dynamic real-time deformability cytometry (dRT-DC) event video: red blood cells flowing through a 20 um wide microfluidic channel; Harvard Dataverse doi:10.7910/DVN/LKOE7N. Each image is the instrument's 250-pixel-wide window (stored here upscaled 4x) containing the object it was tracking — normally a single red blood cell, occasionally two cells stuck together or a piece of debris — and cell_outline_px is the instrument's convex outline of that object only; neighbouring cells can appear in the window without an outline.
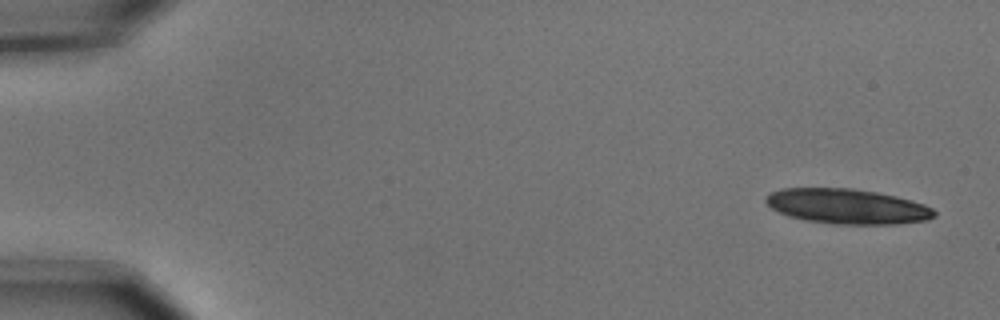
{"species": "common noctule bat (a hibernating species)", "species_latin": "Nyctalus noctula", "temperature_condition": "cold", "stored_images_in_passage": 7, "camera_frame_rate_fps": 3000, "um_per_image_px": 0.085, "animal": {"sex": "male", "body_mass_g": 15.6}, "frame": {"image": 1, "passage_image": 1, "time_ms": 0.0, "image_size_px": [1000, 320], "cell_outline_px": [[936, 216], [928, 220], [896, 224], [836, 224], [804, 220], [788, 216], [772, 208], [764, 200], [764, 196], [780, 188], [852, 188], [876, 192], [896, 196], [912, 200], [924, 204], [932, 208], [936, 212]], "centroid_in_image_um": [72.02, 17.54], "position_along_channel_um": 13.0, "area_um2": 34.51}}
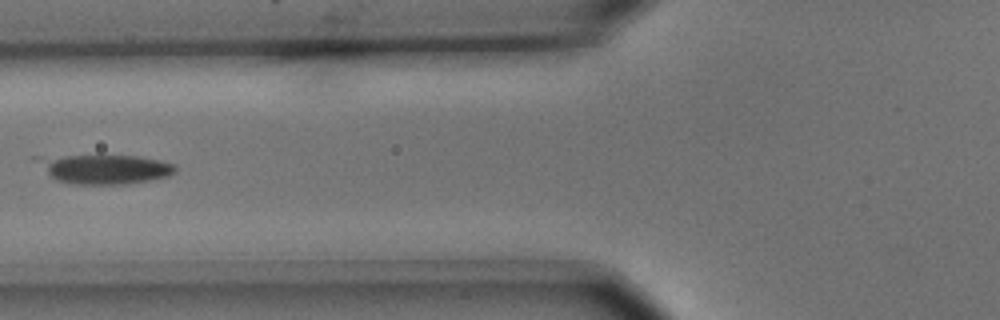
{"frame": {"image": 2, "passage_image": 6, "time_ms": 1.667, "image_size_px": [1000, 320], "cell_outline_px": [[176, 172], [168, 176], [148, 180], [124, 184], [76, 184], [56, 180], [32, 160], [28, 156], [136, 156], [176, 164]], "centroid_in_image_um": [8.81, 14.36], "position_along_channel_um": 117.0, "area_um2": 23.52}}
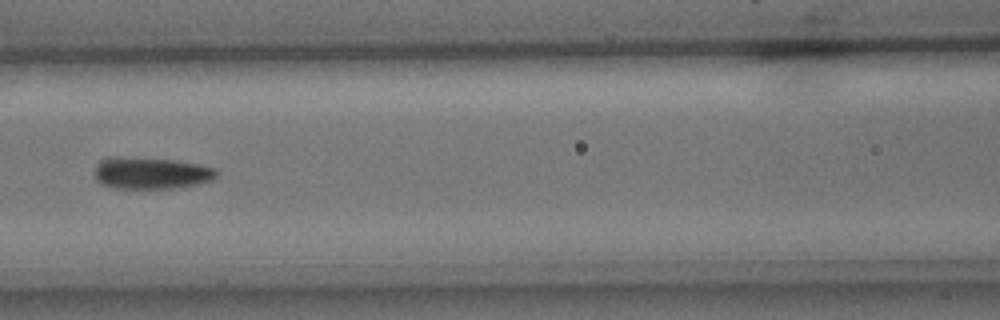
{"frame": {"image": 3, "passage_image": 7, "time_ms": 2.0, "image_size_px": [1000, 320], "cell_outline_px": [[216, 176], [212, 180], [200, 184], [180, 188], [112, 188], [100, 184], [96, 180], [96, 164], [104, 156], [120, 156], [176, 160], [200, 164], [216, 168]], "centroid_in_image_um": [12.82, 14.7], "position_along_channel_um": 153.8, "area_um2": 23.06}}